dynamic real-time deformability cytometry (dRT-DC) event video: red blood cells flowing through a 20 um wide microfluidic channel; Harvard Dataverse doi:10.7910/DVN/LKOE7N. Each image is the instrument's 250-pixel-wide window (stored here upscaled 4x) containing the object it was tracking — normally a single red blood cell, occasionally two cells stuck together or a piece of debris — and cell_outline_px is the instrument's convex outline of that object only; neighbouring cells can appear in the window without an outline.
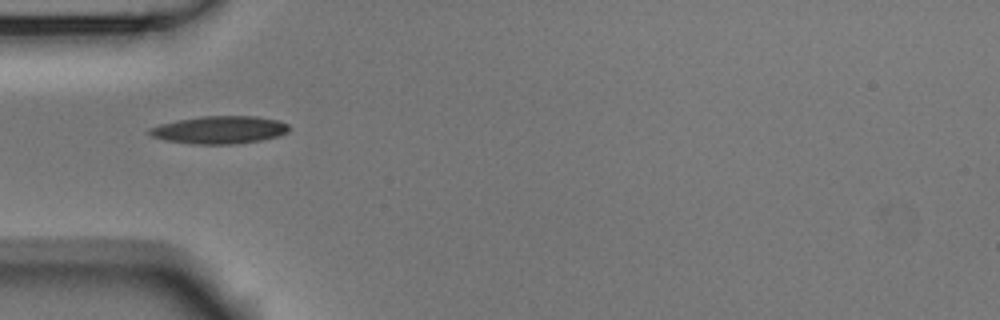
{"species": "Egyptian fruit bat (a non-hibernating species)", "species_latin": "Rousettus aegyptiacus", "temperature_condition": "room temperature", "stored_images_in_passage": 38, "camera_frame_rate_fps": 3000, "um_per_image_px": 0.085, "animal": {"sex": "male"}, "frame": {"image": 1, "passage_image": 1, "time_ms": 0.0, "image_size_px": [1000, 320], "cell_outline_px": [[288, 132], [276, 136], [260, 140], [232, 144], [192, 144], [168, 140], [152, 136], [148, 132], [148, 128], [160, 124], [176, 120], [200, 116], [256, 116], [276, 120], [288, 124]], "centroid_in_image_um": [18.63, 11.03], "position_along_channel_um": 66.4, "area_um2": 22.31}}
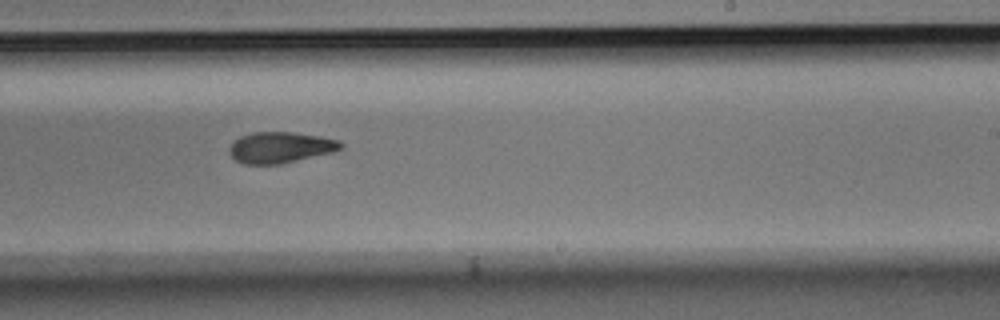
{"frame": {"image": 2, "passage_image": 17, "time_ms": 5.333, "image_size_px": [1000, 320], "cell_outline_px": [[344, 148], [336, 152], [280, 164], [244, 164], [236, 160], [228, 152], [228, 148], [232, 140], [240, 136], [252, 132], [292, 132], [320, 136], [340, 140], [344, 144]], "centroid_in_image_um": [23.85, 12.53], "position_along_channel_um": 265.1, "area_um2": 20.58}}
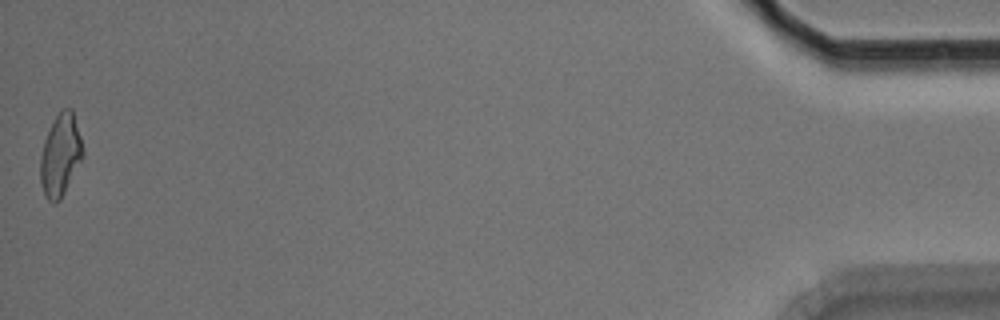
{"frame": {"image": 3, "passage_image": 38, "time_ms": 12.333, "image_size_px": [1000, 320], "cell_outline_px": [[84, 156], [60, 200], [56, 204], [48, 200], [44, 196], [40, 180], [40, 156], [44, 140], [56, 116], [64, 108], [72, 108], [80, 136], [84, 152]], "centroid_in_image_um": [5.13, 13.22], "position_along_channel_um": 430.1, "area_um2": 20.23}, "authors_computed_cell_mechanics": {"area_um2": 20.6057, "velocity_mm_per_s": 3.7161, "shape_relaxation_time_tau1_ms": 4.3291, "shape_relaxation_time_tau2_ms": 4.7332, "deformation_change_tau1": 0.1689, "deformation_change_tau2": 0.1242}}